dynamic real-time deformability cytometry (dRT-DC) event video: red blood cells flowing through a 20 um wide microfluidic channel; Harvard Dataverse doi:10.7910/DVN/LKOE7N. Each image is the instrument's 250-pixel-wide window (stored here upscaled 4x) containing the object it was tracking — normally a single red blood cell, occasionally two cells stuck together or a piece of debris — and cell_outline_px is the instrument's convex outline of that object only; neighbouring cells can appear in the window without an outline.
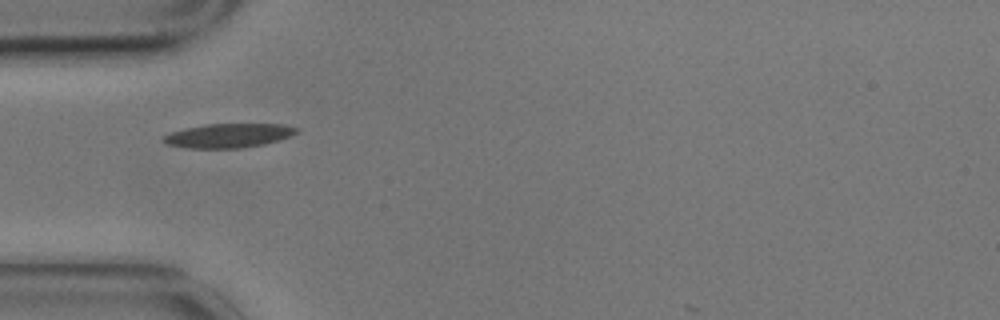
{"species": "common noctule bat (a hibernating species)", "species_latin": "Nyctalus noctula", "temperature_condition": "cold", "stored_images_in_passage": 6, "camera_frame_rate_fps": 3000, "um_per_image_px": 0.085, "animal": {"sex": "male", "body_mass_g": 17.9}, "frame": {"image": 1, "passage_image": 1, "time_ms": 0.0, "image_size_px": [1000, 320], "cell_outline_px": [[300, 132], [280, 140], [264, 144], [240, 148], [188, 148], [168, 144], [160, 140], [164, 136], [172, 132], [184, 128], [204, 124], [284, 124], [300, 128]], "centroid_in_image_um": [19.47, 11.52], "position_along_channel_um": 65.5, "area_um2": 18.84}}